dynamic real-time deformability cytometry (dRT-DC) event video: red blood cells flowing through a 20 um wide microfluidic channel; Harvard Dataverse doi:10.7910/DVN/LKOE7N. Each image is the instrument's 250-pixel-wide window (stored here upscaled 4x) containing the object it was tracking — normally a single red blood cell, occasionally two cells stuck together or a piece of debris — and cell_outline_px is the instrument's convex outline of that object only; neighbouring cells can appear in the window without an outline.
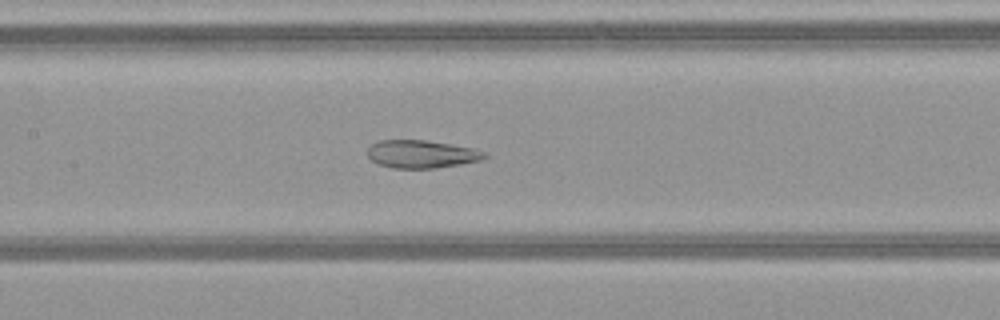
{"species": "common noctule bat (a hibernating species)", "species_latin": "Nyctalus noctula", "temperature_condition": "warm", "stored_images_in_passage": 47, "camera_frame_rate_fps": 3000, "um_per_image_px": 0.085, "animal": {"sex": "female", "body_mass_g": 21.9}, "frame": {"image": 1, "passage_image": 21, "time_ms": 6.667, "image_size_px": [1000, 320], "cell_outline_px": [[488, 156], [480, 160], [460, 164], [436, 168], [392, 168], [376, 164], [368, 156], [368, 148], [372, 144], [380, 140], [424, 140], [452, 144], [472, 148], [484, 152]], "centroid_in_image_um": [35.8, 13.1], "position_along_channel_um": 171.6, "area_um2": 18.96}}
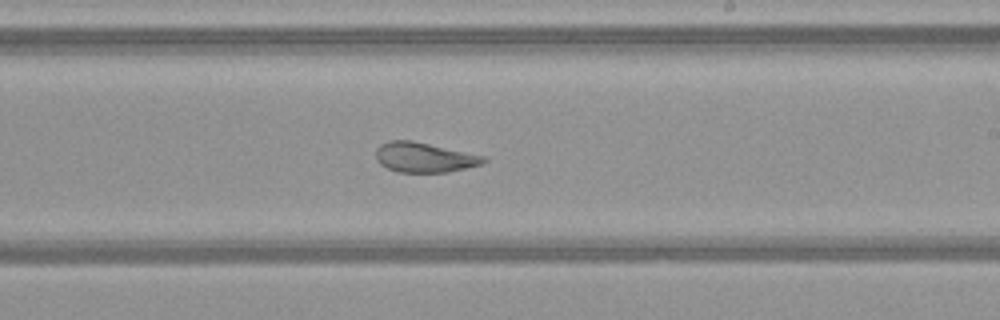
{"frame": {"image": 2, "passage_image": 27, "time_ms": 8.667, "image_size_px": [1000, 320], "cell_outline_px": [[488, 160], [480, 164], [448, 172], [396, 172], [380, 164], [376, 160], [376, 148], [380, 144], [388, 140], [412, 140], [484, 156]], "centroid_in_image_um": [36.0, 13.37], "position_along_channel_um": 253.0, "area_um2": 18.67}}
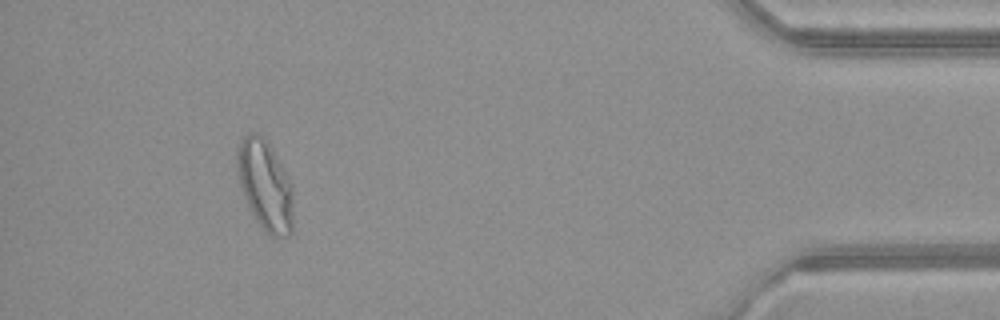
{"frame": {"image": 3, "passage_image": 43, "time_ms": 14.0, "image_size_px": [1000, 320], "cell_outline_px": [[292, 232], [288, 236], [280, 240], [264, 232], [256, 220], [244, 196], [236, 172], [236, 152], [240, 140], [248, 132], [256, 132], [264, 136], [272, 148], [292, 184]], "centroid_in_image_um": [22.52, 15.74], "position_along_channel_um": 412.7, "area_um2": 29.88}, "authors_computed_cell_mechanics": {"area_um2": 24.7962, "velocity_mm_per_s": 4.085, "shape_relaxation_time_tau1_ms": null, "shape_relaxation_time_tau2_ms": 1.3388, "deformation_change_tau1": null, "deformation_change_tau2": 0.0768}}